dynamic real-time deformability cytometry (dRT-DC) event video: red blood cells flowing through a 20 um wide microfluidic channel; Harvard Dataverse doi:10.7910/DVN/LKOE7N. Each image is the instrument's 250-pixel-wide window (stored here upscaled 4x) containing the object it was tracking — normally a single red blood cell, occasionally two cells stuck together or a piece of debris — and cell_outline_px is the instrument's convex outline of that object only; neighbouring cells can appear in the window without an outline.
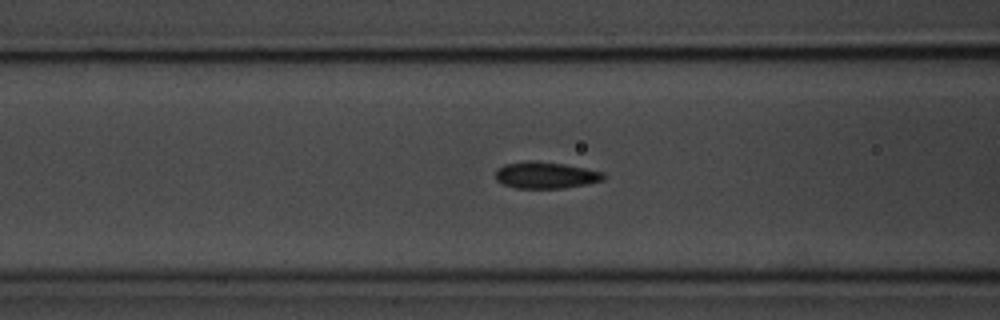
{"species": "common noctule bat (a hibernating species)", "species_latin": "Nyctalus noctula", "temperature_condition": "room temperature", "stored_images_in_passage": 50, "camera_frame_rate_fps": 3000, "um_per_image_px": 0.085, "animal": {"sex": "male", "body_mass_g": 20.1, "forearm_length_mm": 53.5}, "frame": {"image": 1, "passage_image": 15, "time_ms": 4.667, "image_size_px": [1000, 320], "cell_outline_px": [[604, 180], [588, 184], [564, 188], [516, 188], [504, 184], [496, 180], [496, 168], [504, 164], [524, 160], [536, 160], [564, 164], [604, 172]], "centroid_in_image_um": [46.36, 14.88], "position_along_channel_um": 120.2, "area_um2": 16.94}}
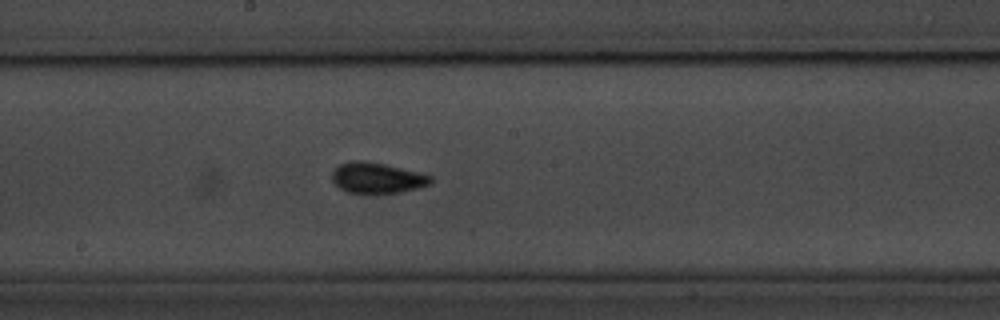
{"frame": {"image": 2, "passage_image": 23, "time_ms": 7.333, "image_size_px": [1000, 320], "cell_outline_px": [[432, 184], [420, 188], [400, 192], [348, 192], [340, 188], [332, 180], [332, 168], [340, 164], [352, 160], [364, 160], [384, 164], [432, 176]], "centroid_in_image_um": [32.04, 15.1], "position_along_channel_um": 216.2, "area_um2": 17.46}}
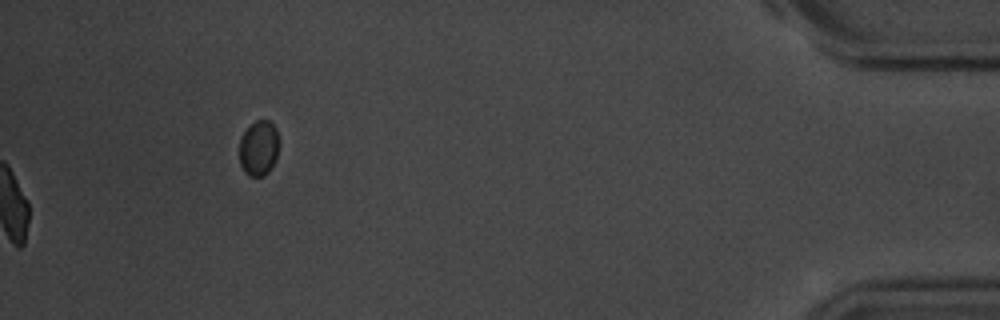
{"frame": {"image": 3, "passage_image": 50, "time_ms": 16.333, "image_size_px": [1000, 320], "cell_outline_px": [[280, 144], [276, 160], [272, 168], [264, 176], [248, 176], [244, 172], [240, 164], [240, 136], [256, 120], [268, 120], [276, 128], [280, 140]], "centroid_in_image_um": [22.02, 12.61], "position_along_channel_um": 413.2, "area_um2": 13.06}, "authors_computed_cell_mechanics": {"area_um2": 16.5019, "velocity_mm_per_s": 3.5919, "shape_relaxation_time_tau1_ms": 5.1146, "shape_relaxation_time_tau2_ms": 2.0082, "deformation_change_tau1": 0.1349, "deformation_change_tau2": 0.0713}}